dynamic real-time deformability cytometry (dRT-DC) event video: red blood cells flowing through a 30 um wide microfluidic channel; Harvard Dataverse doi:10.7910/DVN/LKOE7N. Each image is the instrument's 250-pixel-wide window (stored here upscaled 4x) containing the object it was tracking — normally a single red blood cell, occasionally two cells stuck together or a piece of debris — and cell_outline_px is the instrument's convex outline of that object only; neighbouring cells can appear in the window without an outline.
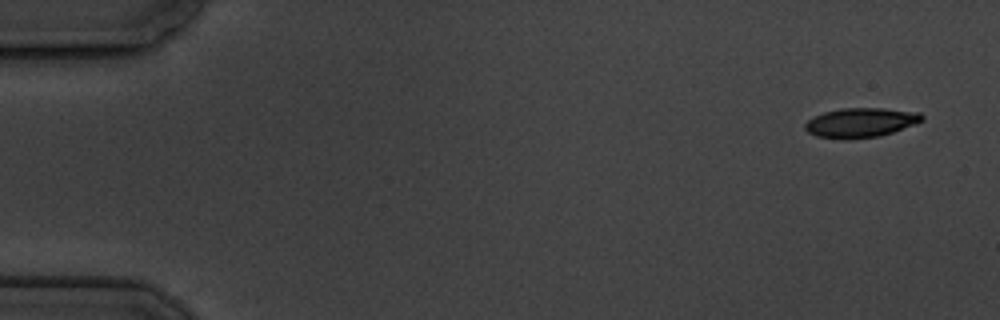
{"species": "common noctule bat (a hibernating species)", "species_latin": "Nyctalus noctula", "temperature_condition": "cold", "stored_images_in_passage": 4, "camera_frame_rate_fps": 3000, "um_per_image_px": 0.085, "animal": {"sex": "male", "body_mass_g": 19.5, "forearm_length_mm": 54.6}, "frame": {"image": 1, "passage_image": 1, "time_ms": 0.0, "image_size_px": [1000, 320], "cell_outline_px": [[924, 120], [916, 124], [880, 136], [844, 140], [816, 136], [808, 132], [804, 128], [804, 124], [808, 120], [824, 112], [840, 108], [884, 108], [920, 112], [924, 116]], "centroid_in_image_um": [73.17, 10.42], "position_along_channel_um": 11.8, "area_um2": 20.29}}